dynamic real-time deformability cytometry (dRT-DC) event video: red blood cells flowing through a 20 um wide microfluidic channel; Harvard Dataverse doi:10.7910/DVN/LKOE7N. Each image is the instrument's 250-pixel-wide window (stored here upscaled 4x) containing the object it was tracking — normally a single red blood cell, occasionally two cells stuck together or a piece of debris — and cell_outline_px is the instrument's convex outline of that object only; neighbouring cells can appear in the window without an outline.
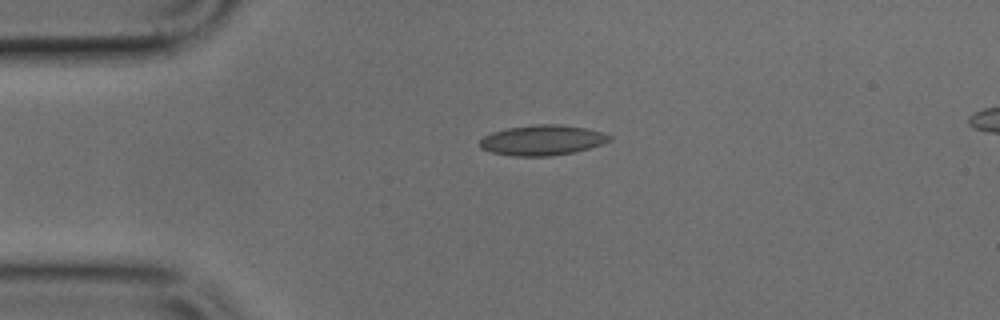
{"species": "common noctule bat (a hibernating species)", "species_latin": "Nyctalus noctula", "temperature_condition": "cold", "stored_images_in_passage": 2, "camera_frame_rate_fps": 3000, "um_per_image_px": 0.085, "animal": {"sex": "male", "body_mass_g": 17.9, "forearm_length_mm": 54.2}, "frame": {"image": 1, "passage_image": 1, "time_ms": 0.0, "image_size_px": [1000, 320], "cell_outline_px": [[612, 140], [588, 148], [572, 152], [548, 156], [512, 156], [492, 152], [480, 148], [480, 140], [484, 136], [492, 132], [508, 128], [536, 124], [560, 124], [584, 128], [600, 132], [612, 136]], "centroid_in_image_um": [46.06, 11.91], "position_along_channel_um": 38.9, "area_um2": 22.6}}